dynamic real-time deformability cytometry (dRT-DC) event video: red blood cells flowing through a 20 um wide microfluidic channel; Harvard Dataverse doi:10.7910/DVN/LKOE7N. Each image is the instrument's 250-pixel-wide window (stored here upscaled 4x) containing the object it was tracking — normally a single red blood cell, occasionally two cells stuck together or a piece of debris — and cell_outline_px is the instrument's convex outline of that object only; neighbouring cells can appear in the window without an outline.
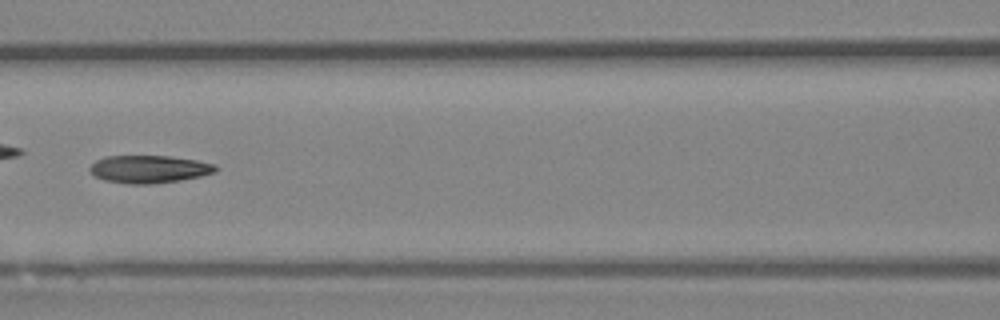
{"species": "Egyptian fruit bat (a non-hibernating species)", "species_latin": "Rousettus aegyptiacus", "temperature_condition": "room temperature", "stored_images_in_passage": 40, "camera_frame_rate_fps": 3000, "um_per_image_px": 0.085, "animal": {"sex": "female"}, "frame": {"image": 1, "passage_image": 12, "time_ms": 3.667, "image_size_px": [1000, 320], "cell_outline_px": [[216, 172], [200, 176], [180, 180], [152, 184], [128, 184], [104, 180], [92, 176], [88, 168], [96, 160], [104, 156], [168, 156], [196, 160], [216, 164]], "centroid_in_image_um": [12.63, 14.38], "position_along_channel_um": 154.0, "area_um2": 20.4}}
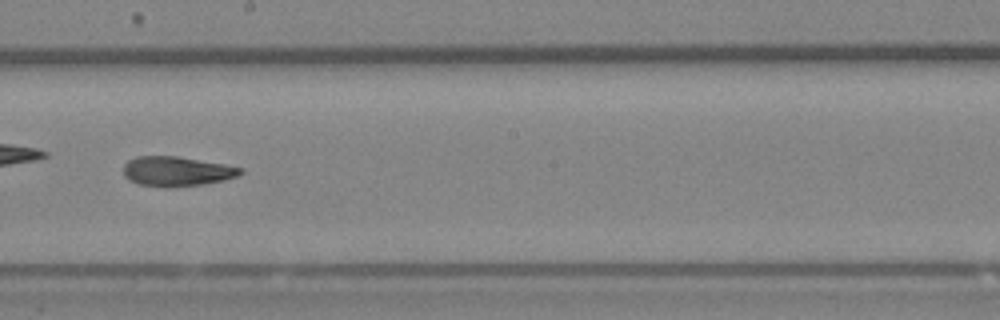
{"frame": {"image": 2, "passage_image": 18, "time_ms": 5.667, "image_size_px": [1000, 320], "cell_outline_px": [[244, 172], [240, 176], [224, 180], [204, 184], [168, 188], [164, 188], [140, 184], [128, 180], [124, 176], [124, 164], [128, 160], [136, 156], [176, 156], [224, 164], [244, 168]], "centroid_in_image_um": [15.04, 14.57], "position_along_channel_um": 233.2, "area_um2": 20.52}}
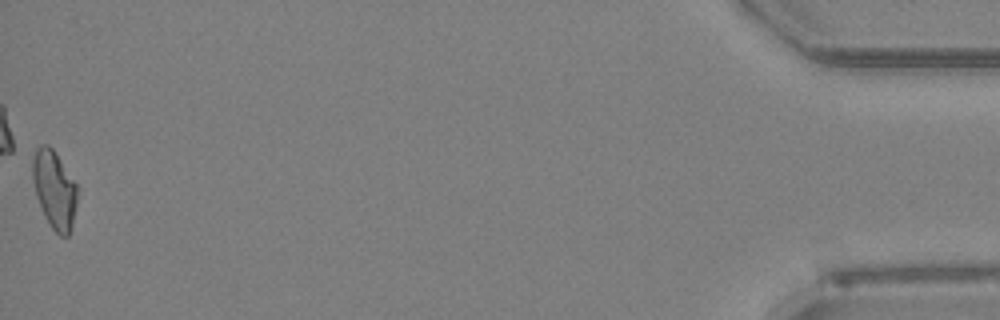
{"frame": {"image": 3, "passage_image": 40, "time_ms": 13.0, "image_size_px": [1000, 320], "cell_outline_px": [[76, 204], [72, 228], [68, 236], [60, 236], [52, 228], [44, 216], [36, 196], [32, 180], [32, 160], [36, 148], [40, 144], [48, 144], [56, 152], [76, 184]], "centroid_in_image_um": [4.6, 16.09], "position_along_channel_um": 430.6, "area_um2": 20.35}, "authors_computed_cell_mechanics": {"area_um2": 20.4034, "velocity_mm_per_s": 3.9995, "shape_relaxation_time_tau1_ms": null, "shape_relaxation_time_tau2_ms": 4.5589, "deformation_change_tau1": null, "deformation_change_tau2": 0.1354}}